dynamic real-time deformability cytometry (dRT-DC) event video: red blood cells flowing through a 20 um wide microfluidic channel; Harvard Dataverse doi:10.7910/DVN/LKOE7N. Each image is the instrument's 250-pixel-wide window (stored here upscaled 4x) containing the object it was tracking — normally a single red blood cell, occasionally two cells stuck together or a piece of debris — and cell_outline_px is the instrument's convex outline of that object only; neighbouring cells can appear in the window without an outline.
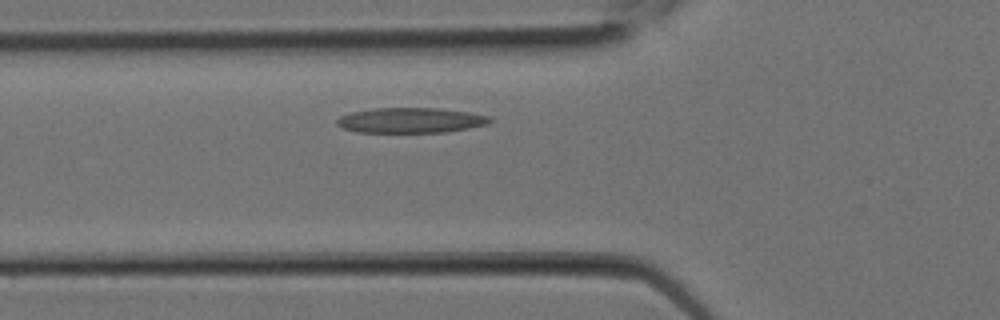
{"species": "Egyptian fruit bat (a non-hibernating species)", "species_latin": "Rousettus aegyptiacus", "temperature_condition": "room temperature", "stored_images_in_passage": 3, "camera_frame_rate_fps": 3000, "um_per_image_px": 0.085, "animal": {"sex": "female"}, "frame": {"image": 1, "passage_image": 3, "time_ms": 0.667, "image_size_px": [1000, 320], "cell_outline_px": [[492, 120], [488, 124], [468, 128], [444, 132], [356, 132], [340, 128], [336, 124], [336, 120], [340, 116], [352, 112], [372, 108], [440, 108], [468, 112], [488, 116]], "centroid_in_image_um": [34.86, 10.22], "position_along_channel_um": 90.9, "area_um2": 22.48}}